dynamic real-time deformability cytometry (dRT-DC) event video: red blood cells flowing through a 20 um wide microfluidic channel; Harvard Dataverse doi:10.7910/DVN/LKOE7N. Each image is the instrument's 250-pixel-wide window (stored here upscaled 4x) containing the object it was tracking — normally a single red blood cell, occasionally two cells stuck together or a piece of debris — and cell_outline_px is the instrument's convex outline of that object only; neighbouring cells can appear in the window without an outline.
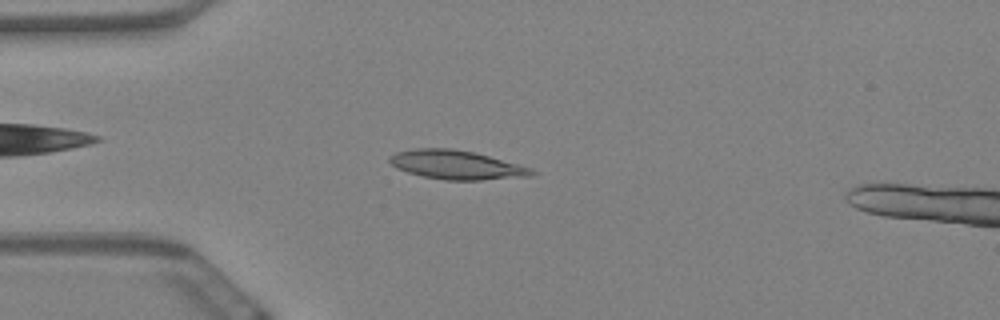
{"species": "Egyptian fruit bat (a non-hibernating species)", "species_latin": "Rousettus aegyptiacus", "temperature_condition": "warm", "stored_images_in_passage": 59, "segment_of_instrument_passage": [1, 2], "camera_frame_rate_fps": 3000, "um_per_image_px": 0.085, "animal": {"sex": "female"}, "frame": {"image": 1, "passage_image": 15, "time_ms": 4.667, "image_size_px": [1000, 320], "cell_outline_px": [[540, 172], [532, 176], [480, 180], [444, 180], [424, 176], [408, 172], [396, 168], [388, 160], [388, 156], [396, 152], [416, 148], [452, 148], [472, 152], [488, 156], [532, 168]], "centroid_in_image_um": [38.81, 14.01], "position_along_channel_um": 46.2, "area_um2": 23.93}}
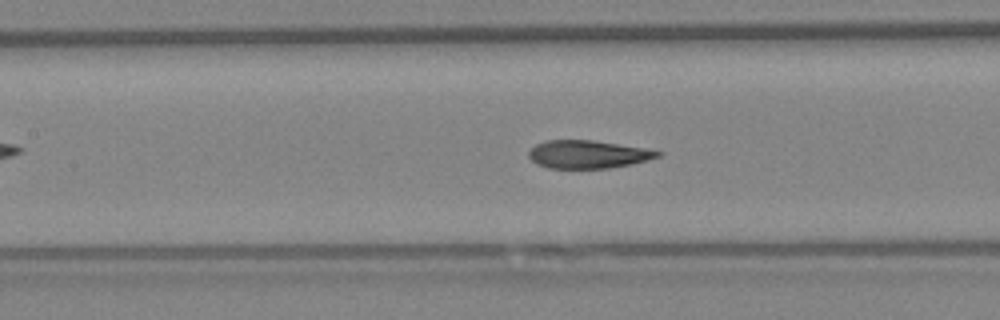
{"frame": {"image": 2, "passage_image": 26, "time_ms": 8.333, "image_size_px": [1000, 320], "cell_outline_px": [[664, 152], [660, 156], [648, 160], [632, 164], [608, 168], [548, 168], [536, 164], [528, 156], [528, 152], [536, 144], [544, 140], [592, 140], [644, 148]], "centroid_in_image_um": [49.96, 13.12], "position_along_channel_um": 157.4, "area_um2": 21.04}}
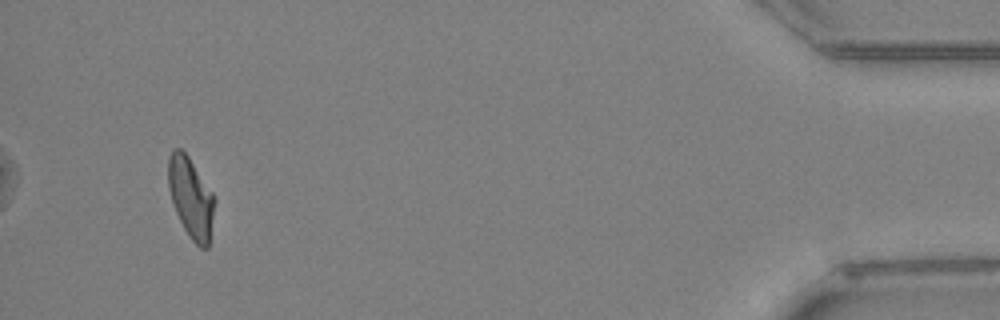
{"frame": {"image": 3, "passage_image": 55, "time_ms": 18.0, "image_size_px": [1000, 320], "cell_outline_px": [[216, 200], [208, 248], [200, 248], [188, 236], [176, 212], [168, 188], [168, 156], [172, 148], [180, 148], [188, 156], [212, 192]], "centroid_in_image_um": [16.22, 16.79], "position_along_channel_um": 419.0, "area_um2": 21.68}}